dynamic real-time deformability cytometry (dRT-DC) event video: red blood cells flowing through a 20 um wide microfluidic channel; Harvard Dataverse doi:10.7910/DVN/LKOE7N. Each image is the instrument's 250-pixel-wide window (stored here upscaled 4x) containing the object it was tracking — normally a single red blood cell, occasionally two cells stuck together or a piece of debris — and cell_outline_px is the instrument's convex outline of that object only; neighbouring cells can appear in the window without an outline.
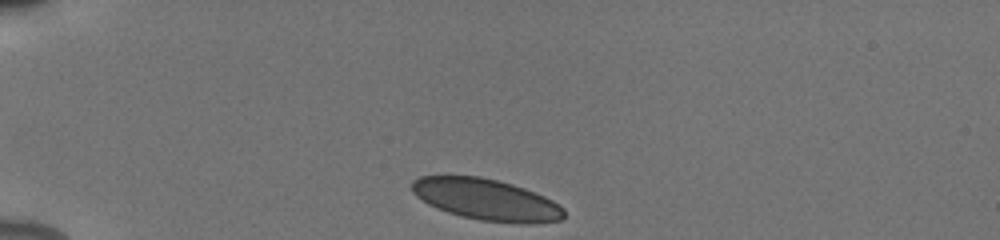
{"species": "human", "species_latin": "Homo sapiens", "temperature_condition": "cold", "stored_images_in_passage": 35, "camera_frame_rate_fps": 3000, "um_per_image_px": 0.085, "donor": {"sex": "male"}, "frame": {"image": 1, "passage_image": 1, "time_ms": 0.0, "image_size_px": [1000, 240], "cell_outline_px": [[564, 216], [560, 220], [532, 224], [520, 224], [480, 220], [448, 212], [436, 208], [428, 204], [416, 196], [412, 192], [412, 180], [420, 176], [480, 176], [512, 184], [524, 188], [544, 196], [552, 200], [564, 208]], "centroid_in_image_um": [41.34, 16.97], "position_along_channel_um": 43.7, "area_um2": 36.59}}
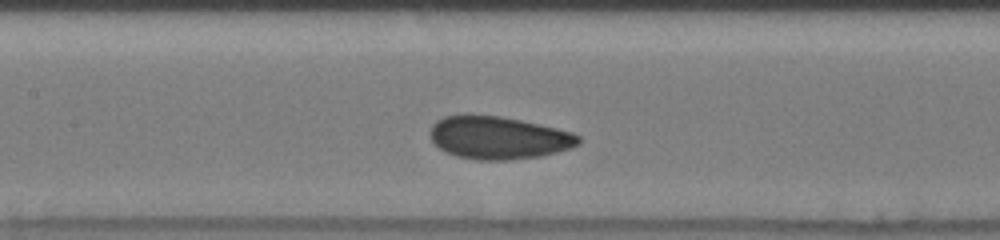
{"frame": {"image": 2, "passage_image": 14, "time_ms": 4.333, "image_size_px": [1000, 240], "cell_outline_px": [[580, 144], [572, 148], [540, 156], [508, 160], [476, 160], [444, 152], [432, 140], [428, 132], [432, 124], [436, 120], [444, 116], [500, 116], [520, 120], [556, 128], [572, 132], [580, 136]], "centroid_in_image_um": [42.38, 11.72], "position_along_channel_um": 165.0, "area_um2": 36.7}}
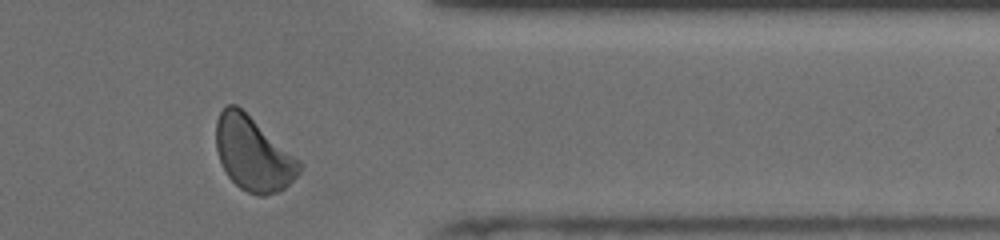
{"frame": {"image": 3, "passage_image": 32, "time_ms": 10.333, "image_size_px": [1000, 240], "cell_outline_px": [[304, 164], [300, 172], [280, 192], [264, 196], [260, 196], [248, 192], [240, 188], [228, 176], [220, 160], [216, 148], [216, 120], [220, 112], [228, 104], [236, 104], [300, 160]], "centroid_in_image_um": [21.52, 13.09], "position_along_channel_um": 389.9, "area_um2": 35.66}, "authors_computed_cell_mechanics": {"area_um2": 36.703, "velocity_mm_per_s": 3.8719, "shape_relaxation_time_tau1_ms": 3.3723, "shape_relaxation_time_tau2_ms": 1.8086, "deformation_change_tau1": 0.0749, "deformation_change_tau2": 0.0529}}